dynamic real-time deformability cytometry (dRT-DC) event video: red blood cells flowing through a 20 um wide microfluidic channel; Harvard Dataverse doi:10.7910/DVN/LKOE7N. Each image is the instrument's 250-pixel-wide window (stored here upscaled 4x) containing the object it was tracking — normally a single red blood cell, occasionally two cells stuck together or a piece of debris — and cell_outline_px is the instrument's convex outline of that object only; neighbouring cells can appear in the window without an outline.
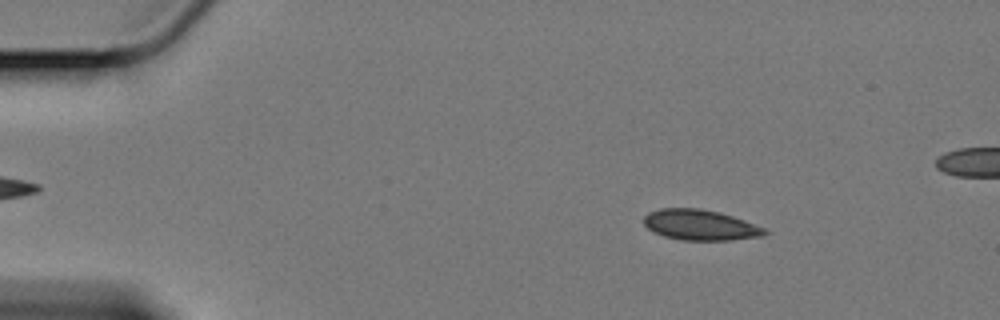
{"species": "Egyptian fruit bat (a non-hibernating species)", "species_latin": "Rousettus aegyptiacus", "temperature_condition": "cold", "stored_images_in_passage": 60, "segment_of_instrument_passage": [1, 2], "camera_frame_rate_fps": 3000, "um_per_image_px": 0.085, "animal": {"sex": "female"}, "frame": {"image": 1, "passage_image": 9, "time_ms": 2.667, "image_size_px": [1000, 320], "cell_outline_px": [[768, 232], [760, 236], [728, 240], [680, 240], [664, 236], [648, 228], [644, 224], [644, 216], [648, 212], [660, 208], [700, 208], [720, 212], [744, 220], [764, 228]], "centroid_in_image_um": [59.48, 19.11], "position_along_channel_um": 25.5, "area_um2": 21.33}}
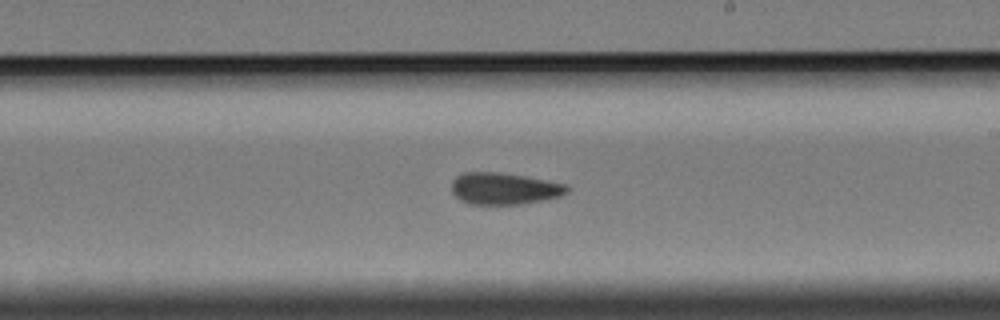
{"frame": {"image": 2, "passage_image": 35, "time_ms": 11.333, "image_size_px": [1000, 320], "cell_outline_px": [[568, 192], [560, 196], [520, 204], [472, 204], [460, 200], [452, 192], [452, 180], [456, 176], [464, 172], [500, 172], [524, 176], [564, 184], [568, 188]], "centroid_in_image_um": [42.8, 16.02], "position_along_channel_um": 246.2, "area_um2": 21.1}}
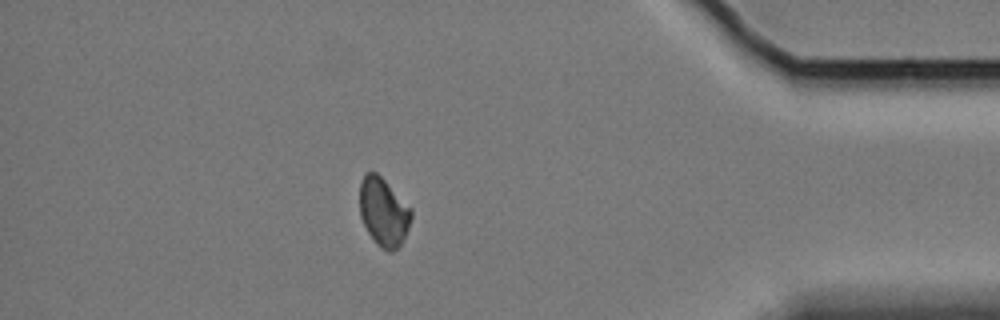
{"frame": {"image": 3, "passage_image": 52, "time_ms": 17.0, "image_size_px": [1000, 320], "cell_outline_px": [[412, 216], [408, 228], [400, 244], [392, 252], [388, 252], [380, 248], [376, 244], [368, 232], [360, 216], [360, 180], [368, 172], [376, 172], [412, 208]], "centroid_in_image_um": [32.6, 18.03], "position_along_channel_um": 402.6, "area_um2": 20.4}}